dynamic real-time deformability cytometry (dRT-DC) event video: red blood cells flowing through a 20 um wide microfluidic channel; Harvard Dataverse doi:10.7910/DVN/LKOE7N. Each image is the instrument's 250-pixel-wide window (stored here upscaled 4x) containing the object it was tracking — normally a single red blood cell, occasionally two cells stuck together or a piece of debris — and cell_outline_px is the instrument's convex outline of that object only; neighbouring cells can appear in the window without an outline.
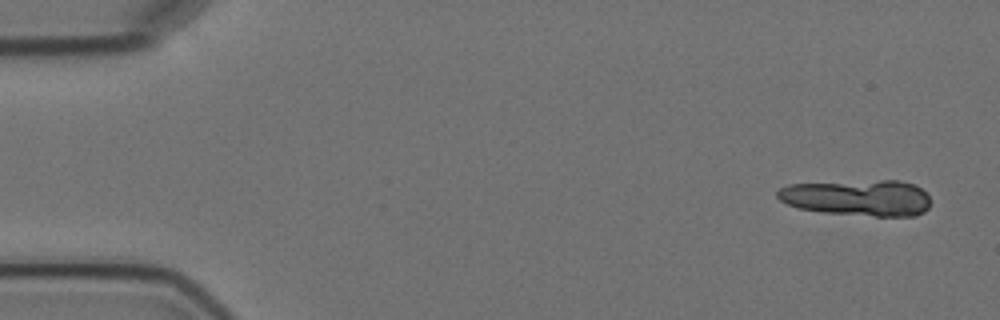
{"species": "Egyptian fruit bat (a non-hibernating species)", "species_latin": "Rousettus aegyptiacus", "temperature_condition": "cold", "stored_images_in_passage": 5, "camera_frame_rate_fps": 3000, "um_per_image_px": 0.085, "animal": {"sex": "female"}, "frame": {"image": 1, "passage_image": 1, "time_ms": 0.0, "image_size_px": [1000, 320], "cell_outline_px": [[928, 208], [924, 212], [916, 216], [876, 216], [820, 212], [800, 208], [788, 204], [780, 200], [776, 196], [776, 192], [780, 188], [788, 184], [880, 180], [900, 180], [916, 184], [928, 196]], "centroid_in_image_um": [72.91, 16.8], "position_along_channel_um": 12.1, "area_um2": 32.31}}